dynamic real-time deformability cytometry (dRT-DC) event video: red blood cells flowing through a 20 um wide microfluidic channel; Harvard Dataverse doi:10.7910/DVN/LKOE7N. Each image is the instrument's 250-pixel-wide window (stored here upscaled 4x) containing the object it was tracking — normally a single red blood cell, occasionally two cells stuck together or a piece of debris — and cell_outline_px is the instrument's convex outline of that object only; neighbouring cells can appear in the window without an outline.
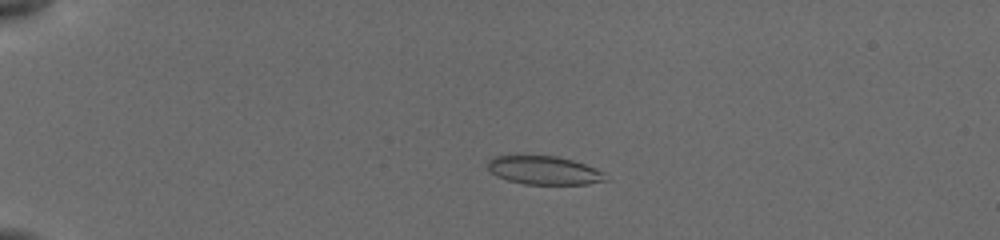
{"species": "common noctule bat (a hibernating species)", "species_latin": "Nyctalus noctula", "temperature_condition": "cold", "stored_images_in_passage": 40, "camera_frame_rate_fps": 3000, "um_per_image_px": 0.085, "animal": {"sex": "female", "body_mass_g": 19.5, "forearm_length_mm": 54.1}, "frame": {"image": 1, "passage_image": 32, "time_ms": 4.667, "image_size_px": [1000, 240], "cell_outline_px": [[608, 180], [588, 184], [524, 184], [508, 180], [496, 176], [488, 168], [488, 160], [492, 156], [556, 156], [572, 160], [596, 168], [604, 172]], "centroid_in_image_um": [46.26, 14.48], "position_along_channel_um": 38.7, "area_um2": 19.48}}
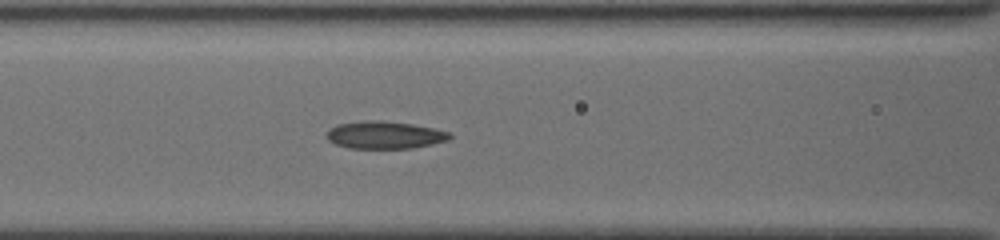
{"frame": {"image": 2, "passage_image": 40, "time_ms": 8.667, "image_size_px": [1000, 240], "cell_outline_px": [[452, 136], [448, 140], [432, 144], [412, 148], [348, 148], [336, 144], [328, 140], [328, 132], [336, 124], [372, 120], [380, 120], [412, 124], [432, 128], [448, 132]], "centroid_in_image_um": [32.71, 11.48], "position_along_channel_um": 133.9, "area_um2": 19.42}}